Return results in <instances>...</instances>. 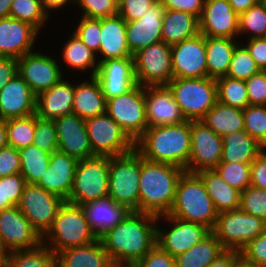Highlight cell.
I'll list each match as a JSON object with an SVG mask.
<instances>
[{
	"instance_id": "cell-1",
	"label": "cell",
	"mask_w": 266,
	"mask_h": 267,
	"mask_svg": "<svg viewBox=\"0 0 266 267\" xmlns=\"http://www.w3.org/2000/svg\"><path fill=\"white\" fill-rule=\"evenodd\" d=\"M160 217L131 212L127 218L99 240L114 265H135L156 245V227Z\"/></svg>"
},
{
	"instance_id": "cell-2",
	"label": "cell",
	"mask_w": 266,
	"mask_h": 267,
	"mask_svg": "<svg viewBox=\"0 0 266 267\" xmlns=\"http://www.w3.org/2000/svg\"><path fill=\"white\" fill-rule=\"evenodd\" d=\"M184 172L175 165L149 161L141 156L139 212L156 216L168 214Z\"/></svg>"
},
{
	"instance_id": "cell-3",
	"label": "cell",
	"mask_w": 266,
	"mask_h": 267,
	"mask_svg": "<svg viewBox=\"0 0 266 267\" xmlns=\"http://www.w3.org/2000/svg\"><path fill=\"white\" fill-rule=\"evenodd\" d=\"M135 149L149 161L171 164L185 170L191 153L190 121L147 128L135 142Z\"/></svg>"
},
{
	"instance_id": "cell-4",
	"label": "cell",
	"mask_w": 266,
	"mask_h": 267,
	"mask_svg": "<svg viewBox=\"0 0 266 267\" xmlns=\"http://www.w3.org/2000/svg\"><path fill=\"white\" fill-rule=\"evenodd\" d=\"M167 215L214 229L218 212L197 173L185 171L177 185L173 206Z\"/></svg>"
},
{
	"instance_id": "cell-5",
	"label": "cell",
	"mask_w": 266,
	"mask_h": 267,
	"mask_svg": "<svg viewBox=\"0 0 266 267\" xmlns=\"http://www.w3.org/2000/svg\"><path fill=\"white\" fill-rule=\"evenodd\" d=\"M141 154L134 148L129 153L109 157L108 196L139 212Z\"/></svg>"
},
{
	"instance_id": "cell-6",
	"label": "cell",
	"mask_w": 266,
	"mask_h": 267,
	"mask_svg": "<svg viewBox=\"0 0 266 267\" xmlns=\"http://www.w3.org/2000/svg\"><path fill=\"white\" fill-rule=\"evenodd\" d=\"M49 237L50 244H45L56 255L67 248L78 247L95 242L81 206L64 202L59 208L51 228L42 237Z\"/></svg>"
},
{
	"instance_id": "cell-7",
	"label": "cell",
	"mask_w": 266,
	"mask_h": 267,
	"mask_svg": "<svg viewBox=\"0 0 266 267\" xmlns=\"http://www.w3.org/2000/svg\"><path fill=\"white\" fill-rule=\"evenodd\" d=\"M167 86L183 116L189 121L201 120L217 102L214 78H173Z\"/></svg>"
},
{
	"instance_id": "cell-8",
	"label": "cell",
	"mask_w": 266,
	"mask_h": 267,
	"mask_svg": "<svg viewBox=\"0 0 266 267\" xmlns=\"http://www.w3.org/2000/svg\"><path fill=\"white\" fill-rule=\"evenodd\" d=\"M109 156H93L79 160L71 194L66 202L74 205L108 196Z\"/></svg>"
},
{
	"instance_id": "cell-9",
	"label": "cell",
	"mask_w": 266,
	"mask_h": 267,
	"mask_svg": "<svg viewBox=\"0 0 266 267\" xmlns=\"http://www.w3.org/2000/svg\"><path fill=\"white\" fill-rule=\"evenodd\" d=\"M266 230V221L240 209L218 213L212 232L225 250L241 251Z\"/></svg>"
},
{
	"instance_id": "cell-10",
	"label": "cell",
	"mask_w": 266,
	"mask_h": 267,
	"mask_svg": "<svg viewBox=\"0 0 266 267\" xmlns=\"http://www.w3.org/2000/svg\"><path fill=\"white\" fill-rule=\"evenodd\" d=\"M106 113L135 143L148 128L144 86L137 84L125 94L107 100Z\"/></svg>"
},
{
	"instance_id": "cell-11",
	"label": "cell",
	"mask_w": 266,
	"mask_h": 267,
	"mask_svg": "<svg viewBox=\"0 0 266 267\" xmlns=\"http://www.w3.org/2000/svg\"><path fill=\"white\" fill-rule=\"evenodd\" d=\"M85 125L94 155L114 157L135 148V143L107 113L86 119Z\"/></svg>"
},
{
	"instance_id": "cell-12",
	"label": "cell",
	"mask_w": 266,
	"mask_h": 267,
	"mask_svg": "<svg viewBox=\"0 0 266 267\" xmlns=\"http://www.w3.org/2000/svg\"><path fill=\"white\" fill-rule=\"evenodd\" d=\"M133 57L138 85H167L173 79L171 46L165 42L142 48Z\"/></svg>"
},
{
	"instance_id": "cell-13",
	"label": "cell",
	"mask_w": 266,
	"mask_h": 267,
	"mask_svg": "<svg viewBox=\"0 0 266 267\" xmlns=\"http://www.w3.org/2000/svg\"><path fill=\"white\" fill-rule=\"evenodd\" d=\"M64 202L65 200L59 196L47 192L38 185L26 183L17 207L43 237L51 228Z\"/></svg>"
},
{
	"instance_id": "cell-14",
	"label": "cell",
	"mask_w": 266,
	"mask_h": 267,
	"mask_svg": "<svg viewBox=\"0 0 266 267\" xmlns=\"http://www.w3.org/2000/svg\"><path fill=\"white\" fill-rule=\"evenodd\" d=\"M191 153L185 171L212 170L221 162L223 139L201 120L190 121Z\"/></svg>"
},
{
	"instance_id": "cell-15",
	"label": "cell",
	"mask_w": 266,
	"mask_h": 267,
	"mask_svg": "<svg viewBox=\"0 0 266 267\" xmlns=\"http://www.w3.org/2000/svg\"><path fill=\"white\" fill-rule=\"evenodd\" d=\"M41 243L42 237L17 206L0 211V248L7 254L36 248Z\"/></svg>"
},
{
	"instance_id": "cell-16",
	"label": "cell",
	"mask_w": 266,
	"mask_h": 267,
	"mask_svg": "<svg viewBox=\"0 0 266 267\" xmlns=\"http://www.w3.org/2000/svg\"><path fill=\"white\" fill-rule=\"evenodd\" d=\"M173 78L208 77L206 37L198 34L171 46Z\"/></svg>"
},
{
	"instance_id": "cell-17",
	"label": "cell",
	"mask_w": 266,
	"mask_h": 267,
	"mask_svg": "<svg viewBox=\"0 0 266 267\" xmlns=\"http://www.w3.org/2000/svg\"><path fill=\"white\" fill-rule=\"evenodd\" d=\"M162 216L174 226L168 232L156 227V244L173 257L186 252L211 232L203 224L181 220L167 214L157 217Z\"/></svg>"
},
{
	"instance_id": "cell-18",
	"label": "cell",
	"mask_w": 266,
	"mask_h": 267,
	"mask_svg": "<svg viewBox=\"0 0 266 267\" xmlns=\"http://www.w3.org/2000/svg\"><path fill=\"white\" fill-rule=\"evenodd\" d=\"M18 74L37 96L62 79V72L55 59L39 52H30L17 59Z\"/></svg>"
},
{
	"instance_id": "cell-19",
	"label": "cell",
	"mask_w": 266,
	"mask_h": 267,
	"mask_svg": "<svg viewBox=\"0 0 266 267\" xmlns=\"http://www.w3.org/2000/svg\"><path fill=\"white\" fill-rule=\"evenodd\" d=\"M99 67L95 74L106 101L125 94L137 85L134 57L114 58L97 61Z\"/></svg>"
},
{
	"instance_id": "cell-20",
	"label": "cell",
	"mask_w": 266,
	"mask_h": 267,
	"mask_svg": "<svg viewBox=\"0 0 266 267\" xmlns=\"http://www.w3.org/2000/svg\"><path fill=\"white\" fill-rule=\"evenodd\" d=\"M147 127L177 125L186 122L167 85L145 86Z\"/></svg>"
},
{
	"instance_id": "cell-21",
	"label": "cell",
	"mask_w": 266,
	"mask_h": 267,
	"mask_svg": "<svg viewBox=\"0 0 266 267\" xmlns=\"http://www.w3.org/2000/svg\"><path fill=\"white\" fill-rule=\"evenodd\" d=\"M166 8L157 0L145 15L134 21H126V39L132 55L140 49L162 41V20Z\"/></svg>"
},
{
	"instance_id": "cell-22",
	"label": "cell",
	"mask_w": 266,
	"mask_h": 267,
	"mask_svg": "<svg viewBox=\"0 0 266 267\" xmlns=\"http://www.w3.org/2000/svg\"><path fill=\"white\" fill-rule=\"evenodd\" d=\"M239 15L227 0H206L199 19V33L205 37L232 38L239 34Z\"/></svg>"
},
{
	"instance_id": "cell-23",
	"label": "cell",
	"mask_w": 266,
	"mask_h": 267,
	"mask_svg": "<svg viewBox=\"0 0 266 267\" xmlns=\"http://www.w3.org/2000/svg\"><path fill=\"white\" fill-rule=\"evenodd\" d=\"M58 150L77 160L95 156L90 146L85 120L76 114L65 115L54 120Z\"/></svg>"
},
{
	"instance_id": "cell-24",
	"label": "cell",
	"mask_w": 266,
	"mask_h": 267,
	"mask_svg": "<svg viewBox=\"0 0 266 267\" xmlns=\"http://www.w3.org/2000/svg\"><path fill=\"white\" fill-rule=\"evenodd\" d=\"M76 158L59 150L51 153L49 166L36 185L67 201L73 187Z\"/></svg>"
},
{
	"instance_id": "cell-25",
	"label": "cell",
	"mask_w": 266,
	"mask_h": 267,
	"mask_svg": "<svg viewBox=\"0 0 266 267\" xmlns=\"http://www.w3.org/2000/svg\"><path fill=\"white\" fill-rule=\"evenodd\" d=\"M95 237L99 240L107 232L123 222L132 212L126 206L105 196L80 205Z\"/></svg>"
},
{
	"instance_id": "cell-26",
	"label": "cell",
	"mask_w": 266,
	"mask_h": 267,
	"mask_svg": "<svg viewBox=\"0 0 266 267\" xmlns=\"http://www.w3.org/2000/svg\"><path fill=\"white\" fill-rule=\"evenodd\" d=\"M37 33L28 23L12 17L0 18V57L19 59L32 52Z\"/></svg>"
},
{
	"instance_id": "cell-27",
	"label": "cell",
	"mask_w": 266,
	"mask_h": 267,
	"mask_svg": "<svg viewBox=\"0 0 266 267\" xmlns=\"http://www.w3.org/2000/svg\"><path fill=\"white\" fill-rule=\"evenodd\" d=\"M36 95L19 74L0 90V118L7 120L35 113Z\"/></svg>"
},
{
	"instance_id": "cell-28",
	"label": "cell",
	"mask_w": 266,
	"mask_h": 267,
	"mask_svg": "<svg viewBox=\"0 0 266 267\" xmlns=\"http://www.w3.org/2000/svg\"><path fill=\"white\" fill-rule=\"evenodd\" d=\"M74 85L63 78L50 89L36 96L35 114L42 119L52 120L73 114Z\"/></svg>"
},
{
	"instance_id": "cell-29",
	"label": "cell",
	"mask_w": 266,
	"mask_h": 267,
	"mask_svg": "<svg viewBox=\"0 0 266 267\" xmlns=\"http://www.w3.org/2000/svg\"><path fill=\"white\" fill-rule=\"evenodd\" d=\"M104 61L114 58L133 57L126 39V21L120 16L101 18V40L99 51Z\"/></svg>"
},
{
	"instance_id": "cell-30",
	"label": "cell",
	"mask_w": 266,
	"mask_h": 267,
	"mask_svg": "<svg viewBox=\"0 0 266 267\" xmlns=\"http://www.w3.org/2000/svg\"><path fill=\"white\" fill-rule=\"evenodd\" d=\"M100 240L78 247H71L57 254V267H113Z\"/></svg>"
},
{
	"instance_id": "cell-31",
	"label": "cell",
	"mask_w": 266,
	"mask_h": 267,
	"mask_svg": "<svg viewBox=\"0 0 266 267\" xmlns=\"http://www.w3.org/2000/svg\"><path fill=\"white\" fill-rule=\"evenodd\" d=\"M106 113V99L95 76L74 86L73 114L86 120Z\"/></svg>"
},
{
	"instance_id": "cell-32",
	"label": "cell",
	"mask_w": 266,
	"mask_h": 267,
	"mask_svg": "<svg viewBox=\"0 0 266 267\" xmlns=\"http://www.w3.org/2000/svg\"><path fill=\"white\" fill-rule=\"evenodd\" d=\"M199 34V19L187 12L166 9L162 20V41L172 46Z\"/></svg>"
},
{
	"instance_id": "cell-33",
	"label": "cell",
	"mask_w": 266,
	"mask_h": 267,
	"mask_svg": "<svg viewBox=\"0 0 266 267\" xmlns=\"http://www.w3.org/2000/svg\"><path fill=\"white\" fill-rule=\"evenodd\" d=\"M222 139L221 162L251 164L264 151V147L245 130L230 133L223 136Z\"/></svg>"
},
{
	"instance_id": "cell-34",
	"label": "cell",
	"mask_w": 266,
	"mask_h": 267,
	"mask_svg": "<svg viewBox=\"0 0 266 267\" xmlns=\"http://www.w3.org/2000/svg\"><path fill=\"white\" fill-rule=\"evenodd\" d=\"M218 213L239 209L241 192L227 184L215 169L197 173Z\"/></svg>"
},
{
	"instance_id": "cell-35",
	"label": "cell",
	"mask_w": 266,
	"mask_h": 267,
	"mask_svg": "<svg viewBox=\"0 0 266 267\" xmlns=\"http://www.w3.org/2000/svg\"><path fill=\"white\" fill-rule=\"evenodd\" d=\"M232 38L206 37V60L208 77L226 76L237 42Z\"/></svg>"
},
{
	"instance_id": "cell-36",
	"label": "cell",
	"mask_w": 266,
	"mask_h": 267,
	"mask_svg": "<svg viewBox=\"0 0 266 267\" xmlns=\"http://www.w3.org/2000/svg\"><path fill=\"white\" fill-rule=\"evenodd\" d=\"M218 136L244 130L243 110L216 102L201 119Z\"/></svg>"
},
{
	"instance_id": "cell-37",
	"label": "cell",
	"mask_w": 266,
	"mask_h": 267,
	"mask_svg": "<svg viewBox=\"0 0 266 267\" xmlns=\"http://www.w3.org/2000/svg\"><path fill=\"white\" fill-rule=\"evenodd\" d=\"M224 251L211 231L199 243L175 257L176 267H207Z\"/></svg>"
},
{
	"instance_id": "cell-38",
	"label": "cell",
	"mask_w": 266,
	"mask_h": 267,
	"mask_svg": "<svg viewBox=\"0 0 266 267\" xmlns=\"http://www.w3.org/2000/svg\"><path fill=\"white\" fill-rule=\"evenodd\" d=\"M5 267H57V255L42 240L36 248L8 253Z\"/></svg>"
},
{
	"instance_id": "cell-39",
	"label": "cell",
	"mask_w": 266,
	"mask_h": 267,
	"mask_svg": "<svg viewBox=\"0 0 266 267\" xmlns=\"http://www.w3.org/2000/svg\"><path fill=\"white\" fill-rule=\"evenodd\" d=\"M20 155V174L28 184H36L49 166L51 154L34 144L18 150Z\"/></svg>"
},
{
	"instance_id": "cell-40",
	"label": "cell",
	"mask_w": 266,
	"mask_h": 267,
	"mask_svg": "<svg viewBox=\"0 0 266 267\" xmlns=\"http://www.w3.org/2000/svg\"><path fill=\"white\" fill-rule=\"evenodd\" d=\"M216 85L218 102L242 110L250 105L245 81L222 76Z\"/></svg>"
},
{
	"instance_id": "cell-41",
	"label": "cell",
	"mask_w": 266,
	"mask_h": 267,
	"mask_svg": "<svg viewBox=\"0 0 266 267\" xmlns=\"http://www.w3.org/2000/svg\"><path fill=\"white\" fill-rule=\"evenodd\" d=\"M70 41L64 46L63 59L65 62L75 68L85 70L92 68L91 77L97 73L99 63L96 64L95 53L87 47L75 34L70 36Z\"/></svg>"
},
{
	"instance_id": "cell-42",
	"label": "cell",
	"mask_w": 266,
	"mask_h": 267,
	"mask_svg": "<svg viewBox=\"0 0 266 267\" xmlns=\"http://www.w3.org/2000/svg\"><path fill=\"white\" fill-rule=\"evenodd\" d=\"M36 114L6 120L8 146L19 150L32 144Z\"/></svg>"
},
{
	"instance_id": "cell-43",
	"label": "cell",
	"mask_w": 266,
	"mask_h": 267,
	"mask_svg": "<svg viewBox=\"0 0 266 267\" xmlns=\"http://www.w3.org/2000/svg\"><path fill=\"white\" fill-rule=\"evenodd\" d=\"M9 17L28 23L39 32L48 18V12L43 9L40 0H13Z\"/></svg>"
},
{
	"instance_id": "cell-44",
	"label": "cell",
	"mask_w": 266,
	"mask_h": 267,
	"mask_svg": "<svg viewBox=\"0 0 266 267\" xmlns=\"http://www.w3.org/2000/svg\"><path fill=\"white\" fill-rule=\"evenodd\" d=\"M215 170L227 184L240 192L251 185V164L220 162Z\"/></svg>"
},
{
	"instance_id": "cell-45",
	"label": "cell",
	"mask_w": 266,
	"mask_h": 267,
	"mask_svg": "<svg viewBox=\"0 0 266 267\" xmlns=\"http://www.w3.org/2000/svg\"><path fill=\"white\" fill-rule=\"evenodd\" d=\"M239 34L254 33L250 38H266V8L259 1L247 11L239 14Z\"/></svg>"
},
{
	"instance_id": "cell-46",
	"label": "cell",
	"mask_w": 266,
	"mask_h": 267,
	"mask_svg": "<svg viewBox=\"0 0 266 267\" xmlns=\"http://www.w3.org/2000/svg\"><path fill=\"white\" fill-rule=\"evenodd\" d=\"M244 130L266 148V105H249L243 109Z\"/></svg>"
},
{
	"instance_id": "cell-47",
	"label": "cell",
	"mask_w": 266,
	"mask_h": 267,
	"mask_svg": "<svg viewBox=\"0 0 266 267\" xmlns=\"http://www.w3.org/2000/svg\"><path fill=\"white\" fill-rule=\"evenodd\" d=\"M259 71L260 68L256 65L247 48L242 44L237 45L233 51L226 76L246 81Z\"/></svg>"
},
{
	"instance_id": "cell-48",
	"label": "cell",
	"mask_w": 266,
	"mask_h": 267,
	"mask_svg": "<svg viewBox=\"0 0 266 267\" xmlns=\"http://www.w3.org/2000/svg\"><path fill=\"white\" fill-rule=\"evenodd\" d=\"M25 185L20 173L0 177V211L18 205Z\"/></svg>"
},
{
	"instance_id": "cell-49",
	"label": "cell",
	"mask_w": 266,
	"mask_h": 267,
	"mask_svg": "<svg viewBox=\"0 0 266 267\" xmlns=\"http://www.w3.org/2000/svg\"><path fill=\"white\" fill-rule=\"evenodd\" d=\"M32 144L49 154L58 150V136L54 121L42 119L36 115Z\"/></svg>"
},
{
	"instance_id": "cell-50",
	"label": "cell",
	"mask_w": 266,
	"mask_h": 267,
	"mask_svg": "<svg viewBox=\"0 0 266 267\" xmlns=\"http://www.w3.org/2000/svg\"><path fill=\"white\" fill-rule=\"evenodd\" d=\"M239 209L266 221V190L247 187L241 192Z\"/></svg>"
},
{
	"instance_id": "cell-51",
	"label": "cell",
	"mask_w": 266,
	"mask_h": 267,
	"mask_svg": "<svg viewBox=\"0 0 266 267\" xmlns=\"http://www.w3.org/2000/svg\"><path fill=\"white\" fill-rule=\"evenodd\" d=\"M75 34L94 53L100 48L101 19L82 17Z\"/></svg>"
},
{
	"instance_id": "cell-52",
	"label": "cell",
	"mask_w": 266,
	"mask_h": 267,
	"mask_svg": "<svg viewBox=\"0 0 266 267\" xmlns=\"http://www.w3.org/2000/svg\"><path fill=\"white\" fill-rule=\"evenodd\" d=\"M83 10V17L107 18L118 15V4L115 0H75Z\"/></svg>"
},
{
	"instance_id": "cell-53",
	"label": "cell",
	"mask_w": 266,
	"mask_h": 267,
	"mask_svg": "<svg viewBox=\"0 0 266 267\" xmlns=\"http://www.w3.org/2000/svg\"><path fill=\"white\" fill-rule=\"evenodd\" d=\"M250 105H266V70L245 81Z\"/></svg>"
},
{
	"instance_id": "cell-54",
	"label": "cell",
	"mask_w": 266,
	"mask_h": 267,
	"mask_svg": "<svg viewBox=\"0 0 266 267\" xmlns=\"http://www.w3.org/2000/svg\"><path fill=\"white\" fill-rule=\"evenodd\" d=\"M157 0H122L118 4V15L125 21H134L145 15Z\"/></svg>"
},
{
	"instance_id": "cell-55",
	"label": "cell",
	"mask_w": 266,
	"mask_h": 267,
	"mask_svg": "<svg viewBox=\"0 0 266 267\" xmlns=\"http://www.w3.org/2000/svg\"><path fill=\"white\" fill-rule=\"evenodd\" d=\"M240 252L258 266L266 267V230L250 241Z\"/></svg>"
},
{
	"instance_id": "cell-56",
	"label": "cell",
	"mask_w": 266,
	"mask_h": 267,
	"mask_svg": "<svg viewBox=\"0 0 266 267\" xmlns=\"http://www.w3.org/2000/svg\"><path fill=\"white\" fill-rule=\"evenodd\" d=\"M136 267H176L175 257L163 251L157 244L135 264Z\"/></svg>"
},
{
	"instance_id": "cell-57",
	"label": "cell",
	"mask_w": 266,
	"mask_h": 267,
	"mask_svg": "<svg viewBox=\"0 0 266 267\" xmlns=\"http://www.w3.org/2000/svg\"><path fill=\"white\" fill-rule=\"evenodd\" d=\"M19 151L12 146L0 149V177L11 176L20 173Z\"/></svg>"
},
{
	"instance_id": "cell-58",
	"label": "cell",
	"mask_w": 266,
	"mask_h": 267,
	"mask_svg": "<svg viewBox=\"0 0 266 267\" xmlns=\"http://www.w3.org/2000/svg\"><path fill=\"white\" fill-rule=\"evenodd\" d=\"M166 9L190 13L200 19L206 0H160Z\"/></svg>"
},
{
	"instance_id": "cell-59",
	"label": "cell",
	"mask_w": 266,
	"mask_h": 267,
	"mask_svg": "<svg viewBox=\"0 0 266 267\" xmlns=\"http://www.w3.org/2000/svg\"><path fill=\"white\" fill-rule=\"evenodd\" d=\"M251 185L266 190V151L251 163Z\"/></svg>"
},
{
	"instance_id": "cell-60",
	"label": "cell",
	"mask_w": 266,
	"mask_h": 267,
	"mask_svg": "<svg viewBox=\"0 0 266 267\" xmlns=\"http://www.w3.org/2000/svg\"><path fill=\"white\" fill-rule=\"evenodd\" d=\"M244 45L256 62L260 70H266V38H249Z\"/></svg>"
},
{
	"instance_id": "cell-61",
	"label": "cell",
	"mask_w": 266,
	"mask_h": 267,
	"mask_svg": "<svg viewBox=\"0 0 266 267\" xmlns=\"http://www.w3.org/2000/svg\"><path fill=\"white\" fill-rule=\"evenodd\" d=\"M18 74L17 59L11 57H0V90Z\"/></svg>"
},
{
	"instance_id": "cell-62",
	"label": "cell",
	"mask_w": 266,
	"mask_h": 267,
	"mask_svg": "<svg viewBox=\"0 0 266 267\" xmlns=\"http://www.w3.org/2000/svg\"><path fill=\"white\" fill-rule=\"evenodd\" d=\"M234 266V250H225L207 267H233Z\"/></svg>"
},
{
	"instance_id": "cell-63",
	"label": "cell",
	"mask_w": 266,
	"mask_h": 267,
	"mask_svg": "<svg viewBox=\"0 0 266 267\" xmlns=\"http://www.w3.org/2000/svg\"><path fill=\"white\" fill-rule=\"evenodd\" d=\"M232 6L233 10L239 15L249 8L253 7L260 0H227Z\"/></svg>"
},
{
	"instance_id": "cell-64",
	"label": "cell",
	"mask_w": 266,
	"mask_h": 267,
	"mask_svg": "<svg viewBox=\"0 0 266 267\" xmlns=\"http://www.w3.org/2000/svg\"><path fill=\"white\" fill-rule=\"evenodd\" d=\"M233 267H261L254 262L248 260L240 251L234 250V266Z\"/></svg>"
},
{
	"instance_id": "cell-65",
	"label": "cell",
	"mask_w": 266,
	"mask_h": 267,
	"mask_svg": "<svg viewBox=\"0 0 266 267\" xmlns=\"http://www.w3.org/2000/svg\"><path fill=\"white\" fill-rule=\"evenodd\" d=\"M67 1L70 2V0H40L41 5L43 9L47 12L48 10H54V9H59L63 7ZM75 2V0H72Z\"/></svg>"
},
{
	"instance_id": "cell-66",
	"label": "cell",
	"mask_w": 266,
	"mask_h": 267,
	"mask_svg": "<svg viewBox=\"0 0 266 267\" xmlns=\"http://www.w3.org/2000/svg\"><path fill=\"white\" fill-rule=\"evenodd\" d=\"M8 146L6 120L0 118V149Z\"/></svg>"
},
{
	"instance_id": "cell-67",
	"label": "cell",
	"mask_w": 266,
	"mask_h": 267,
	"mask_svg": "<svg viewBox=\"0 0 266 267\" xmlns=\"http://www.w3.org/2000/svg\"><path fill=\"white\" fill-rule=\"evenodd\" d=\"M12 1L13 0H0V18L9 17Z\"/></svg>"
},
{
	"instance_id": "cell-68",
	"label": "cell",
	"mask_w": 266,
	"mask_h": 267,
	"mask_svg": "<svg viewBox=\"0 0 266 267\" xmlns=\"http://www.w3.org/2000/svg\"><path fill=\"white\" fill-rule=\"evenodd\" d=\"M7 253L0 248V267H5Z\"/></svg>"
},
{
	"instance_id": "cell-69",
	"label": "cell",
	"mask_w": 266,
	"mask_h": 267,
	"mask_svg": "<svg viewBox=\"0 0 266 267\" xmlns=\"http://www.w3.org/2000/svg\"><path fill=\"white\" fill-rule=\"evenodd\" d=\"M113 267H136L135 265H114Z\"/></svg>"
},
{
	"instance_id": "cell-70",
	"label": "cell",
	"mask_w": 266,
	"mask_h": 267,
	"mask_svg": "<svg viewBox=\"0 0 266 267\" xmlns=\"http://www.w3.org/2000/svg\"><path fill=\"white\" fill-rule=\"evenodd\" d=\"M260 1L264 4V6L266 8V0H260Z\"/></svg>"
}]
</instances>
